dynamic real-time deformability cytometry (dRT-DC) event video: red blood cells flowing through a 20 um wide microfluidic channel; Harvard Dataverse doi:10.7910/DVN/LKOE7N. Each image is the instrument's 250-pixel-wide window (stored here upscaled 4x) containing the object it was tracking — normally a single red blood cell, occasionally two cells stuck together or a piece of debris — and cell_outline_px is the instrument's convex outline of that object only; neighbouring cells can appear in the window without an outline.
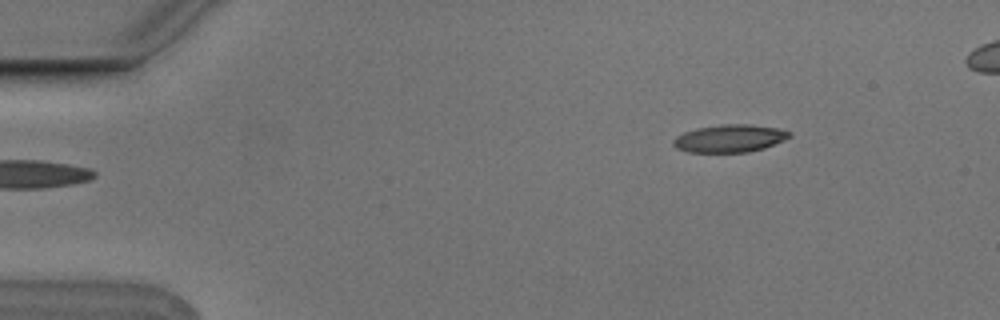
{"species": "Egyptian fruit bat (a non-hibernating species)", "species_latin": "Rousettus aegyptiacus", "temperature_condition": "cold", "stored_images_in_passage": 3, "camera_frame_rate_fps": 3000, "um_per_image_px": 0.085, "animal": {"sex": "male"}, "frame": {"image": 1, "passage_image": 3, "time_ms": 0.667, "image_size_px": [1000, 320], "cell_outline_px": [[792, 136], [784, 140], [764, 148], [748, 152], [688, 152], [676, 148], [672, 144], [672, 140], [676, 136], [684, 132], [696, 128], [724, 124], [748, 124], [780, 128], [792, 132]], "centroid_in_image_um": [62.03, 11.76], "position_along_channel_um": 23.0, "area_um2": 18.84}}